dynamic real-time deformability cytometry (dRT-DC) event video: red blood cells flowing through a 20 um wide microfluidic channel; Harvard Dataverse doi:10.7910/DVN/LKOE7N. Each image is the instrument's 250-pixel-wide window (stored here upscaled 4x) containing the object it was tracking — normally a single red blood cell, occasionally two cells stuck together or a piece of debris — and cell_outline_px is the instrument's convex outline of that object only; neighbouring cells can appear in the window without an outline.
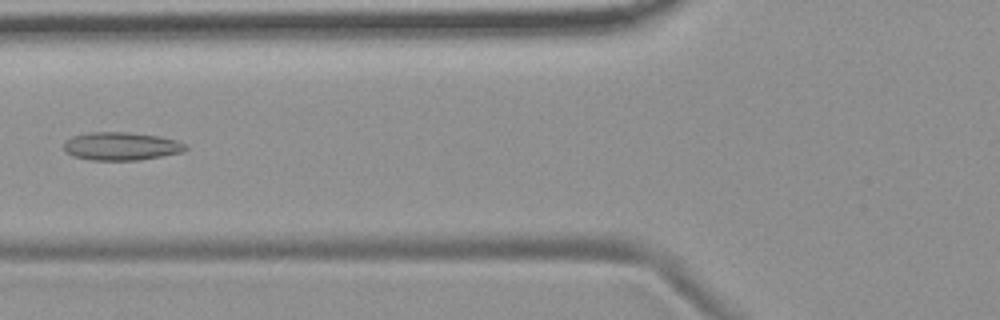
{"species": "common noctule bat (a hibernating species)", "species_latin": "Nyctalus noctula", "temperature_condition": "room temperature", "stored_images_in_passage": 6, "camera_frame_rate_fps": 3000, "um_per_image_px": 0.085, "animal": {"sex": "female", "body_mass_g": 19.9}, "frame": {"image": 1, "passage_image": 6, "time_ms": 6.0, "image_size_px": [1000, 320], "cell_outline_px": [[188, 148], [184, 152], [140, 160], [92, 160], [72, 156], [64, 152], [64, 140], [72, 136], [92, 132], [128, 132], [156, 136], [176, 140], [188, 144]], "centroid_in_image_um": [10.3, 12.43], "position_along_channel_um": 115.5, "area_um2": 20.11}}